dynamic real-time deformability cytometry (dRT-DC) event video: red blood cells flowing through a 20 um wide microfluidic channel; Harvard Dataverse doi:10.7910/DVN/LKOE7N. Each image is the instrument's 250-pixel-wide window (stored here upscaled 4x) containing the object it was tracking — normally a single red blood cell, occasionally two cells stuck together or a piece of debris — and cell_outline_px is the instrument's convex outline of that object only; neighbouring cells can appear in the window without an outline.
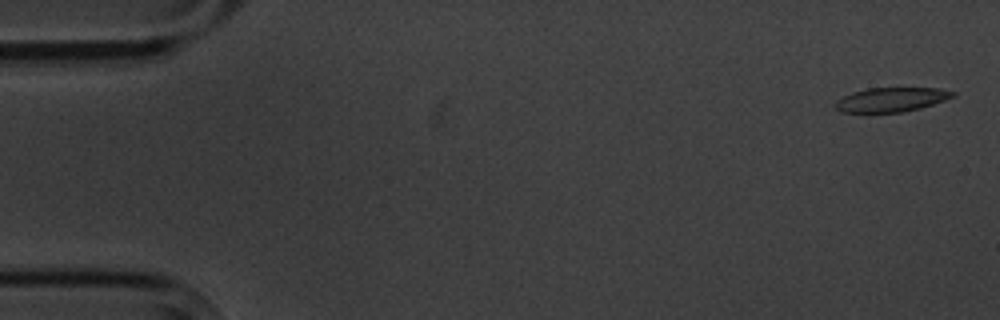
{"species": "common noctule bat (a hibernating species)", "species_latin": "Nyctalus noctula", "temperature_condition": "cold", "stored_images_in_passage": 6, "camera_frame_rate_fps": 3000, "um_per_image_px": 0.085, "animal": {"sex": "male", "body_mass_g": 20.1, "forearm_length_mm": 53.5}, "frame": {"image": 1, "passage_image": 1, "time_ms": 0.0, "image_size_px": [1000, 320], "cell_outline_px": [[956, 96], [920, 108], [900, 112], [840, 112], [832, 104], [836, 100], [852, 92], [868, 88], [940, 88], [956, 92]], "centroid_in_image_um": [75.74, 8.46], "position_along_channel_um": 9.3, "area_um2": 16.59}}
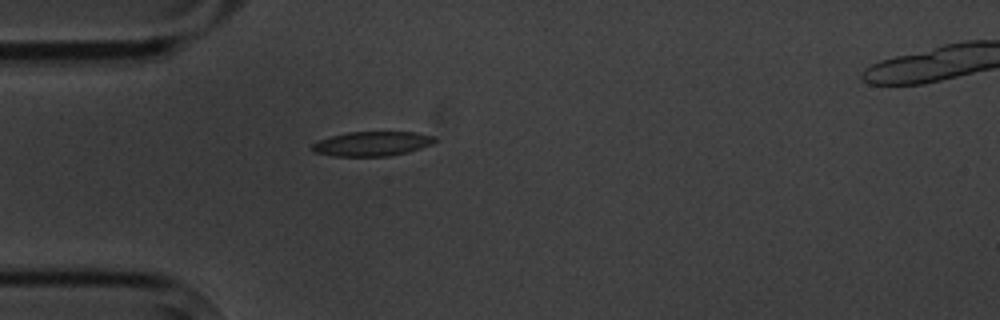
{"frame": {"image": 2, "passage_image": 5, "time_ms": 4.667, "image_size_px": [1000, 320], "cell_outline_px": [[436, 140], [432, 144], [408, 152], [388, 156], [332, 156], [312, 152], [312, 144], [320, 140], [332, 136], [348, 132], [416, 132], [436, 136]], "centroid_in_image_um": [31.64, 12.22], "position_along_channel_um": 53.4, "area_um2": 17.51}}